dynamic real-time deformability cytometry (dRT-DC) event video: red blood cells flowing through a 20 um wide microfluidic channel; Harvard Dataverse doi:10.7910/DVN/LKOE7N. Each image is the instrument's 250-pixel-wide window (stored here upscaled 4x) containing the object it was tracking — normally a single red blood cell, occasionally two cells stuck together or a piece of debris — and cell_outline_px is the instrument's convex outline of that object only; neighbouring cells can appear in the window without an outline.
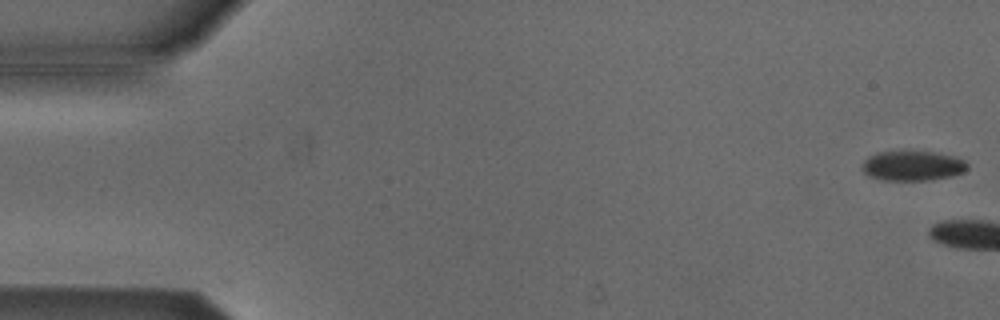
{"species": "Egyptian fruit bat (a non-hibernating species)", "species_latin": "Rousettus aegyptiacus", "temperature_condition": "cold", "stored_images_in_passage": 6, "camera_frame_rate_fps": 3000, "um_per_image_px": 0.085, "animal": {"sex": "male"}, "frame": {"image": 1, "passage_image": 1, "time_ms": 0.0, "image_size_px": [1000, 320], "cell_outline_px": [[968, 168], [964, 172], [952, 176], [928, 180], [880, 180], [868, 176], [860, 168], [864, 160], [868, 156], [876, 152], [908, 148], [956, 156], [964, 160], [968, 164]], "centroid_in_image_um": [77.53, 14.04], "position_along_channel_um": 7.5, "area_um2": 19.25}}